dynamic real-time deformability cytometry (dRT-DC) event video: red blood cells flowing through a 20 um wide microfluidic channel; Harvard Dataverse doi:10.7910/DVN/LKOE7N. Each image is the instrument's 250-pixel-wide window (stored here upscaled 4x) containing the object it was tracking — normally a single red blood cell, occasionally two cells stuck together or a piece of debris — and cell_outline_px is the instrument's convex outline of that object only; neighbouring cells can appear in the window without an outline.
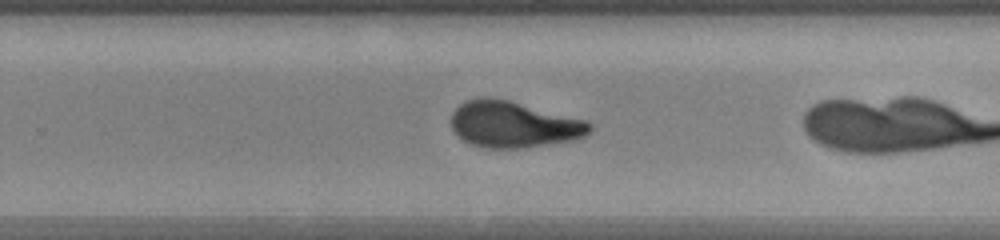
{"species": "human", "species_latin": "Homo sapiens", "temperature_condition": "warm", "stored_images_in_passage": 16, "camera_frame_rate_fps": 3000, "um_per_image_px": 0.085, "donor": {"sex": "female"}, "frame": {"image": 1, "passage_image": 15, "time_ms": 4.667, "image_size_px": [1000, 240], "cell_outline_px": [[592, 132], [576, 140], [524, 148], [484, 148], [468, 144], [452, 128], [452, 112], [460, 104], [468, 100], [480, 96], [484, 96], [508, 100], [588, 120], [592, 124]], "centroid_in_image_um": [43.7, 10.58], "position_along_channel_um": 286.1, "area_um2": 37.69}}